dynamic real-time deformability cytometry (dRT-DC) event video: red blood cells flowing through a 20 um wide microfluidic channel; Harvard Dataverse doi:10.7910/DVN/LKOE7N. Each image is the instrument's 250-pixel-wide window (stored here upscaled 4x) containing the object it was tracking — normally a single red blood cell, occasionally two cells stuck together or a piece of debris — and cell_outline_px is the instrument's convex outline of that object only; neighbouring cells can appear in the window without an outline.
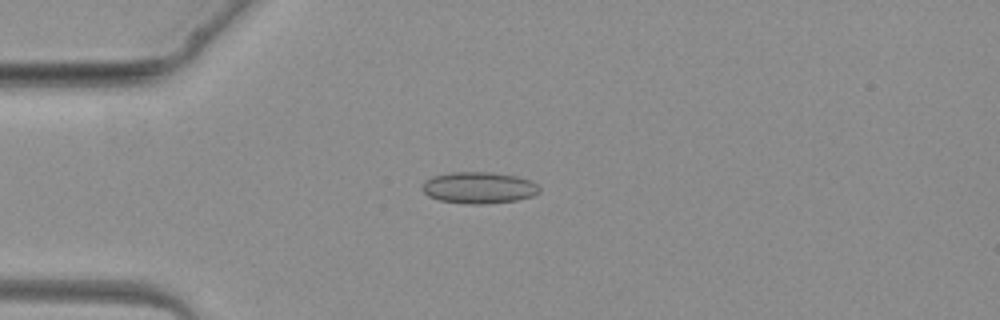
{"species": "common noctule bat (a hibernating species)", "species_latin": "Nyctalus noctula", "temperature_condition": "warm", "stored_images_in_passage": 3, "camera_frame_rate_fps": 3000, "um_per_image_px": 0.085, "animal": {"sex": "female", "body_mass_g": 19.3, "forearm_length_mm": 54.1}, "frame": {"image": 1, "passage_image": 2, "time_ms": 2.333, "image_size_px": [1000, 320], "cell_outline_px": [[540, 192], [532, 196], [516, 200], [488, 204], [468, 204], [440, 200], [428, 196], [420, 188], [424, 180], [432, 176], [448, 172], [492, 172], [516, 176], [532, 180], [540, 188]], "centroid_in_image_um": [40.68, 15.95], "position_along_channel_um": 44.3, "area_um2": 21.79}}
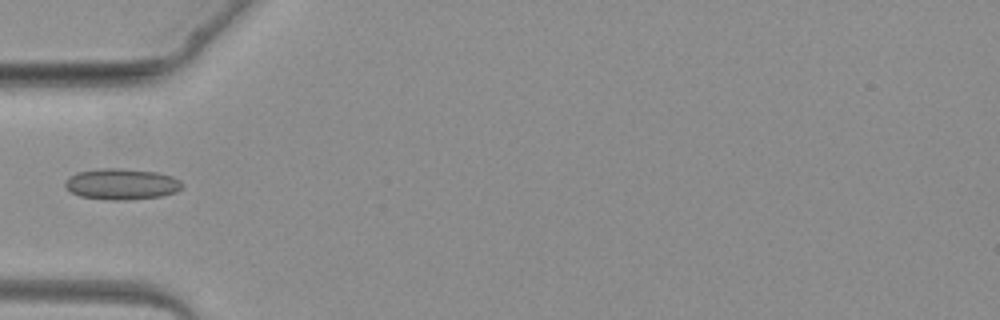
{"frame": {"image": 2, "passage_image": 3, "time_ms": 3.333, "image_size_px": [1000, 320], "cell_outline_px": [[184, 188], [176, 192], [160, 196], [124, 200], [112, 200], [80, 196], [72, 192], [64, 184], [64, 180], [68, 176], [76, 172], [100, 168], [120, 168], [156, 172], [172, 176], [180, 180], [184, 184]], "centroid_in_image_um": [10.35, 15.63], "position_along_channel_um": 74.7, "area_um2": 21.27}}